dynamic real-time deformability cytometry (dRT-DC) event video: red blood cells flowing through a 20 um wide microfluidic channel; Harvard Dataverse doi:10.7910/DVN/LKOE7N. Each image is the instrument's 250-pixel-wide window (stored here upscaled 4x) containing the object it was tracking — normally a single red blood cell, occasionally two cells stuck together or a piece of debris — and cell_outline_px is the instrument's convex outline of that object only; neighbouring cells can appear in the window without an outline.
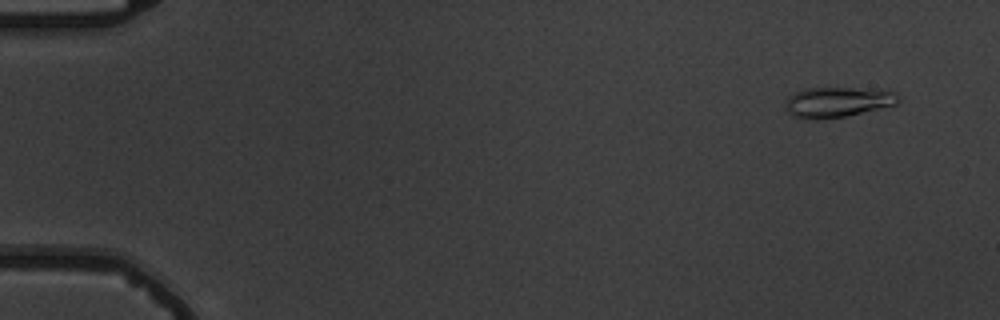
{"species": "common noctule bat (a hibernating species)", "species_latin": "Nyctalus noctula", "temperature_condition": "warm", "stored_images_in_passage": 5, "camera_frame_rate_fps": 3000, "um_per_image_px": 0.085, "animal": {"sex": "male", "body_mass_g": 19.5, "forearm_length_mm": 54.6}, "frame": {"image": 1, "passage_image": 1, "time_ms": 0.0, "image_size_px": [1000, 320], "cell_outline_px": [[900, 100], [896, 104], [844, 116], [816, 120], [792, 116], [784, 108], [788, 96], [804, 88], [852, 88], [896, 92], [900, 96]], "centroid_in_image_um": [71.14, 8.68], "position_along_channel_um": 13.9, "area_um2": 19.65}}
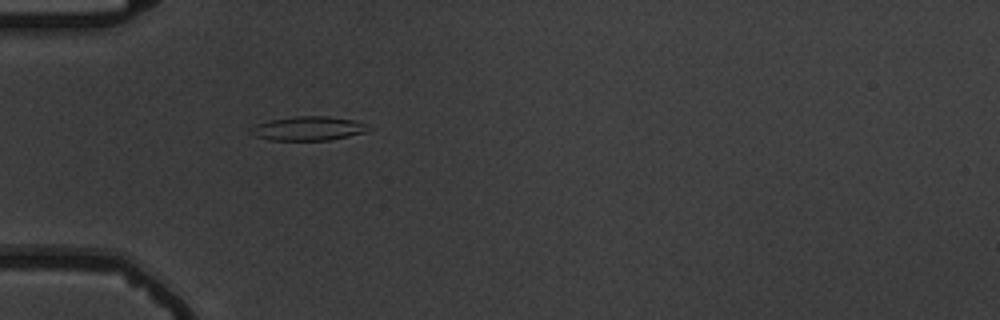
{"frame": {"image": 2, "passage_image": 5, "time_ms": 4.667, "image_size_px": [1000, 320], "cell_outline_px": [[368, 128], [364, 132], [348, 136], [328, 140], [272, 140], [256, 136], [248, 132], [248, 128], [256, 124], [272, 120], [296, 116], [328, 116], [352, 120], [364, 124]], "centroid_in_image_um": [26.12, 10.92], "position_along_channel_um": 58.9, "area_um2": 16.18}}